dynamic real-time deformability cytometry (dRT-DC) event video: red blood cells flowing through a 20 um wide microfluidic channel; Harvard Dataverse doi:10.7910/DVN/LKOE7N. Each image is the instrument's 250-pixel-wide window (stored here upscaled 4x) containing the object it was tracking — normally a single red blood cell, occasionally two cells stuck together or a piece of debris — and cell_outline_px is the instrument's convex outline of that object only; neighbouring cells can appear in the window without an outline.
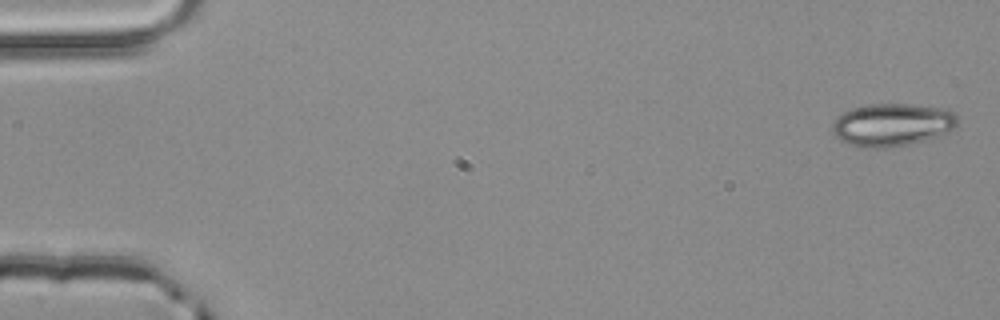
{"species": "common noctule bat (a hibernating species)", "species_latin": "Nyctalus noctula", "temperature_condition": "room temperature", "stored_images_in_passage": 5, "camera_frame_rate_fps": 3000, "um_per_image_px": 0.085, "animal": {"sex": "male", "body_mass_g": 20.4}, "frame": {"image": 1, "passage_image": 1, "time_ms": 0.0, "image_size_px": [1000, 320], "cell_outline_px": [[960, 120], [956, 128], [936, 136], [924, 140], [908, 144], [884, 148], [856, 148], [840, 140], [832, 132], [832, 124], [836, 116], [852, 108], [868, 104], [912, 104], [940, 108], [956, 112]], "centroid_in_image_um": [75.82, 10.6], "position_along_channel_um": 9.2, "area_um2": 31.56}}